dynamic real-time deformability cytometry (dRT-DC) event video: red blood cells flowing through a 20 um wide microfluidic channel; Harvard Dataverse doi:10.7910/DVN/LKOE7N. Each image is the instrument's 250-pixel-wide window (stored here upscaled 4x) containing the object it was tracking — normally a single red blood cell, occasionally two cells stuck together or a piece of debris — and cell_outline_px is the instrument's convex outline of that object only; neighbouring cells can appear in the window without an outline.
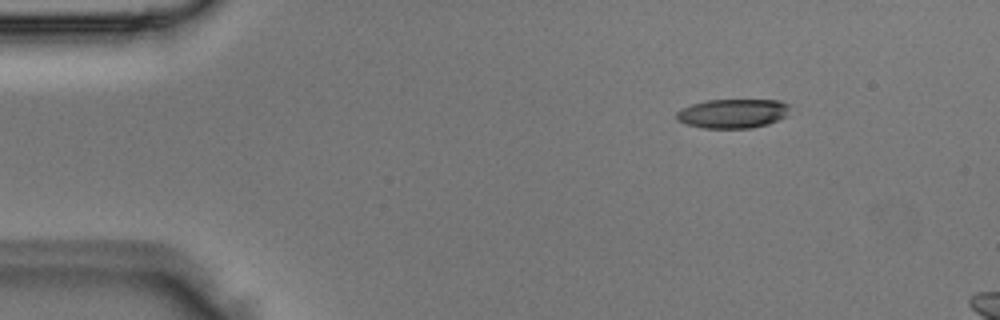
{"species": "Egyptian fruit bat (a non-hibernating species)", "species_latin": "Rousettus aegyptiacus", "temperature_condition": "room temperature", "stored_images_in_passage": 3, "camera_frame_rate_fps": 3000, "um_per_image_px": 0.085, "animal": {"sex": "male"}, "frame": {"image": 1, "passage_image": 1, "time_ms": 0.0, "image_size_px": [1000, 320], "cell_outline_px": [[788, 116], [768, 124], [752, 128], [704, 128], [684, 124], [676, 120], [676, 112], [680, 108], [692, 104], [708, 100], [780, 100], [788, 104]], "centroid_in_image_um": [62.26, 9.65], "position_along_channel_um": 22.7, "area_um2": 19.48}}